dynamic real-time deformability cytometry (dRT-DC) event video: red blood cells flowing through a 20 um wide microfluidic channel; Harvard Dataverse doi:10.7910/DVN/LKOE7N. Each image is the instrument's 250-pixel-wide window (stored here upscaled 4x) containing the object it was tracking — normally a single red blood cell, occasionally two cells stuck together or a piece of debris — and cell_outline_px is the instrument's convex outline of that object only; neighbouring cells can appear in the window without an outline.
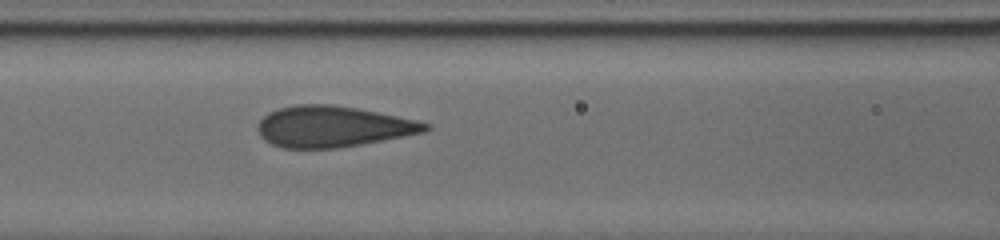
{"species": "human", "species_latin": "Homo sapiens", "temperature_condition": "cold", "stored_images_in_passage": 11, "camera_frame_rate_fps": 3000, "um_per_image_px": 0.085, "donor": {"sex": "male"}, "frame": {"image": 1, "passage_image": 11, "time_ms": 7.0, "image_size_px": [1000, 240], "cell_outline_px": [[432, 128], [424, 132], [360, 144], [336, 148], [284, 148], [272, 144], [264, 140], [260, 136], [256, 128], [256, 124], [268, 112], [280, 108], [296, 104], [332, 104], [356, 108], [416, 120], [432, 124]], "centroid_in_image_um": [28.25, 10.75], "position_along_channel_um": 138.4, "area_um2": 39.94}}